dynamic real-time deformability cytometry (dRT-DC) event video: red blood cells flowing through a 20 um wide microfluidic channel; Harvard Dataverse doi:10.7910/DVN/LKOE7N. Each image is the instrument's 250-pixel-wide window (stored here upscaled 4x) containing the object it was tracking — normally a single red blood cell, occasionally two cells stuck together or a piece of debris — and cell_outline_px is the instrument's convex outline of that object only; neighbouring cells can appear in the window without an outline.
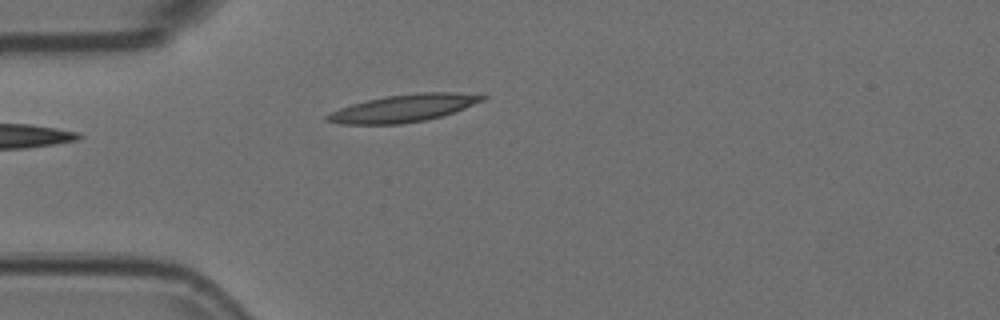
{"species": "Egyptian fruit bat (a non-hibernating species)", "species_latin": "Rousettus aegyptiacus", "temperature_condition": "room temperature", "stored_images_in_passage": 5, "camera_frame_rate_fps": 3000, "um_per_image_px": 0.085, "animal": {"sex": "female"}, "frame": {"image": 1, "passage_image": 4, "time_ms": 1.0, "image_size_px": [1000, 320], "cell_outline_px": [[488, 96], [484, 100], [464, 108], [440, 116], [424, 120], [400, 124], [340, 124], [324, 120], [324, 116], [340, 108], [352, 104], [384, 96], [420, 92], [452, 92]], "centroid_in_image_um": [34.26, 9.19], "position_along_channel_um": 50.7, "area_um2": 24.51}}